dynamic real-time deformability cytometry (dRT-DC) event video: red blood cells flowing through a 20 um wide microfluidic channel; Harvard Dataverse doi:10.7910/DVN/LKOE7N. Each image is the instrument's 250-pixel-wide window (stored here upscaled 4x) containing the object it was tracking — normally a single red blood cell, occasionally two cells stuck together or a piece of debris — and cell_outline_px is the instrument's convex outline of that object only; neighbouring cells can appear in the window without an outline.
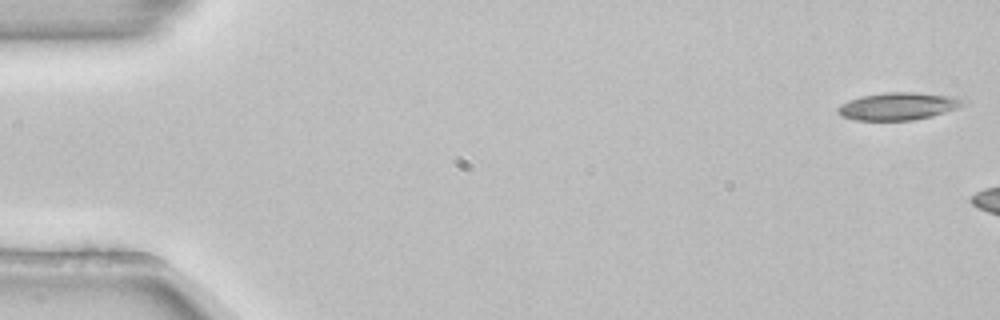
{"species": "common noctule bat (a hibernating species)", "species_latin": "Nyctalus noctula", "temperature_condition": "room temperature", "stored_images_in_passage": 6, "camera_frame_rate_fps": 3000, "um_per_image_px": 0.085, "animal": {"sex": "female", "body_mass_g": 22.7, "forearm_length_mm": 54.2}, "frame": {"image": 1, "passage_image": 1, "time_ms": 0.0, "image_size_px": [1000, 320], "cell_outline_px": [[968, 104], [932, 116], [912, 120], [856, 120], [840, 116], [836, 112], [836, 108], [840, 104], [848, 100], [860, 96], [884, 92], [916, 92], [952, 96], [968, 100]], "centroid_in_image_um": [76.33, 9.02], "position_along_channel_um": 8.7, "area_um2": 20.35}}